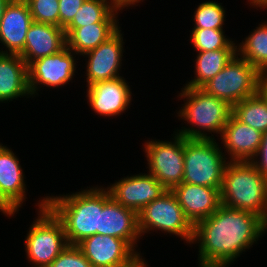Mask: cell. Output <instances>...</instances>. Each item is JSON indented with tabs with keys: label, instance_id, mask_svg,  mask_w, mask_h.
Returning <instances> with one entry per match:
<instances>
[{
	"label": "cell",
	"instance_id": "cell-1",
	"mask_svg": "<svg viewBox=\"0 0 267 267\" xmlns=\"http://www.w3.org/2000/svg\"><path fill=\"white\" fill-rule=\"evenodd\" d=\"M266 232L267 222L259 215L221 204L194 225L191 245L198 246V267H229Z\"/></svg>",
	"mask_w": 267,
	"mask_h": 267
},
{
	"label": "cell",
	"instance_id": "cell-2",
	"mask_svg": "<svg viewBox=\"0 0 267 267\" xmlns=\"http://www.w3.org/2000/svg\"><path fill=\"white\" fill-rule=\"evenodd\" d=\"M104 205V186H87L66 195L46 194V206L63 224L69 245H77L84 238L98 234L100 212Z\"/></svg>",
	"mask_w": 267,
	"mask_h": 267
},
{
	"label": "cell",
	"instance_id": "cell-3",
	"mask_svg": "<svg viewBox=\"0 0 267 267\" xmlns=\"http://www.w3.org/2000/svg\"><path fill=\"white\" fill-rule=\"evenodd\" d=\"M177 97L178 100L184 101V104H181L182 107L176 112L177 117L185 121L187 126L177 128L174 132L185 138L199 139H215V134L217 138L218 134L221 135L232 115V106L229 103L207 94L201 88L186 86L181 88Z\"/></svg>",
	"mask_w": 267,
	"mask_h": 267
},
{
	"label": "cell",
	"instance_id": "cell-4",
	"mask_svg": "<svg viewBox=\"0 0 267 267\" xmlns=\"http://www.w3.org/2000/svg\"><path fill=\"white\" fill-rule=\"evenodd\" d=\"M220 199L227 207L255 213L267 222V178L251 161H228Z\"/></svg>",
	"mask_w": 267,
	"mask_h": 267
},
{
	"label": "cell",
	"instance_id": "cell-5",
	"mask_svg": "<svg viewBox=\"0 0 267 267\" xmlns=\"http://www.w3.org/2000/svg\"><path fill=\"white\" fill-rule=\"evenodd\" d=\"M37 218L27 229L25 254L31 267H48L67 247L68 242L61 221L46 206L45 197L35 203Z\"/></svg>",
	"mask_w": 267,
	"mask_h": 267
},
{
	"label": "cell",
	"instance_id": "cell-6",
	"mask_svg": "<svg viewBox=\"0 0 267 267\" xmlns=\"http://www.w3.org/2000/svg\"><path fill=\"white\" fill-rule=\"evenodd\" d=\"M216 139L184 137L182 183L221 188L228 160Z\"/></svg>",
	"mask_w": 267,
	"mask_h": 267
},
{
	"label": "cell",
	"instance_id": "cell-7",
	"mask_svg": "<svg viewBox=\"0 0 267 267\" xmlns=\"http://www.w3.org/2000/svg\"><path fill=\"white\" fill-rule=\"evenodd\" d=\"M266 84L267 79L248 61L236 54L201 89L233 106L243 99L255 95Z\"/></svg>",
	"mask_w": 267,
	"mask_h": 267
},
{
	"label": "cell",
	"instance_id": "cell-8",
	"mask_svg": "<svg viewBox=\"0 0 267 267\" xmlns=\"http://www.w3.org/2000/svg\"><path fill=\"white\" fill-rule=\"evenodd\" d=\"M138 227L141 237L161 231L164 235L166 233L181 238L187 245H191L194 236V225L185 216L176 195L170 190L138 212Z\"/></svg>",
	"mask_w": 267,
	"mask_h": 267
},
{
	"label": "cell",
	"instance_id": "cell-9",
	"mask_svg": "<svg viewBox=\"0 0 267 267\" xmlns=\"http://www.w3.org/2000/svg\"><path fill=\"white\" fill-rule=\"evenodd\" d=\"M172 137L170 141L145 140L142 145L147 158L146 172L170 191L182 183L184 174V136L173 131Z\"/></svg>",
	"mask_w": 267,
	"mask_h": 267
},
{
	"label": "cell",
	"instance_id": "cell-10",
	"mask_svg": "<svg viewBox=\"0 0 267 267\" xmlns=\"http://www.w3.org/2000/svg\"><path fill=\"white\" fill-rule=\"evenodd\" d=\"M76 55L66 46L56 54L32 61L28 65V84L32 99L38 96L42 86H46L45 89H58L70 85L78 68Z\"/></svg>",
	"mask_w": 267,
	"mask_h": 267
},
{
	"label": "cell",
	"instance_id": "cell-11",
	"mask_svg": "<svg viewBox=\"0 0 267 267\" xmlns=\"http://www.w3.org/2000/svg\"><path fill=\"white\" fill-rule=\"evenodd\" d=\"M92 267H137L145 258L126 240L94 234L77 244Z\"/></svg>",
	"mask_w": 267,
	"mask_h": 267
},
{
	"label": "cell",
	"instance_id": "cell-12",
	"mask_svg": "<svg viewBox=\"0 0 267 267\" xmlns=\"http://www.w3.org/2000/svg\"><path fill=\"white\" fill-rule=\"evenodd\" d=\"M25 179L16 153L3 145L0 148V212L4 216L13 218L24 205L28 191Z\"/></svg>",
	"mask_w": 267,
	"mask_h": 267
},
{
	"label": "cell",
	"instance_id": "cell-13",
	"mask_svg": "<svg viewBox=\"0 0 267 267\" xmlns=\"http://www.w3.org/2000/svg\"><path fill=\"white\" fill-rule=\"evenodd\" d=\"M121 27L94 50L85 53L86 87L93 83L112 80L121 76L124 39ZM87 58V59H86Z\"/></svg>",
	"mask_w": 267,
	"mask_h": 267
},
{
	"label": "cell",
	"instance_id": "cell-14",
	"mask_svg": "<svg viewBox=\"0 0 267 267\" xmlns=\"http://www.w3.org/2000/svg\"><path fill=\"white\" fill-rule=\"evenodd\" d=\"M131 87L124 77L100 81L87 86V104L97 116L120 117L130 108Z\"/></svg>",
	"mask_w": 267,
	"mask_h": 267
},
{
	"label": "cell",
	"instance_id": "cell-15",
	"mask_svg": "<svg viewBox=\"0 0 267 267\" xmlns=\"http://www.w3.org/2000/svg\"><path fill=\"white\" fill-rule=\"evenodd\" d=\"M111 196L121 205L139 212L151 201L158 199L167 190L151 174L139 173L124 176L106 187Z\"/></svg>",
	"mask_w": 267,
	"mask_h": 267
},
{
	"label": "cell",
	"instance_id": "cell-16",
	"mask_svg": "<svg viewBox=\"0 0 267 267\" xmlns=\"http://www.w3.org/2000/svg\"><path fill=\"white\" fill-rule=\"evenodd\" d=\"M98 234L126 240L141 256L138 247L141 234L138 227V213L119 204L105 188V205L100 212Z\"/></svg>",
	"mask_w": 267,
	"mask_h": 267
},
{
	"label": "cell",
	"instance_id": "cell-17",
	"mask_svg": "<svg viewBox=\"0 0 267 267\" xmlns=\"http://www.w3.org/2000/svg\"><path fill=\"white\" fill-rule=\"evenodd\" d=\"M219 137L228 161H251L258 153L263 133L232 114Z\"/></svg>",
	"mask_w": 267,
	"mask_h": 267
},
{
	"label": "cell",
	"instance_id": "cell-18",
	"mask_svg": "<svg viewBox=\"0 0 267 267\" xmlns=\"http://www.w3.org/2000/svg\"><path fill=\"white\" fill-rule=\"evenodd\" d=\"M32 23L27 2H9L0 22V43L3 45L0 47V53L20 55L24 50L26 34Z\"/></svg>",
	"mask_w": 267,
	"mask_h": 267
},
{
	"label": "cell",
	"instance_id": "cell-19",
	"mask_svg": "<svg viewBox=\"0 0 267 267\" xmlns=\"http://www.w3.org/2000/svg\"><path fill=\"white\" fill-rule=\"evenodd\" d=\"M172 192L193 225L210 217L221 205L220 188L181 183Z\"/></svg>",
	"mask_w": 267,
	"mask_h": 267
},
{
	"label": "cell",
	"instance_id": "cell-20",
	"mask_svg": "<svg viewBox=\"0 0 267 267\" xmlns=\"http://www.w3.org/2000/svg\"><path fill=\"white\" fill-rule=\"evenodd\" d=\"M66 46L67 40L63 28L33 21L27 31L24 50L20 56L29 65L36 59L60 52Z\"/></svg>",
	"mask_w": 267,
	"mask_h": 267
},
{
	"label": "cell",
	"instance_id": "cell-21",
	"mask_svg": "<svg viewBox=\"0 0 267 267\" xmlns=\"http://www.w3.org/2000/svg\"><path fill=\"white\" fill-rule=\"evenodd\" d=\"M31 98L28 65L17 54L0 53V104L17 98Z\"/></svg>",
	"mask_w": 267,
	"mask_h": 267
},
{
	"label": "cell",
	"instance_id": "cell-22",
	"mask_svg": "<svg viewBox=\"0 0 267 267\" xmlns=\"http://www.w3.org/2000/svg\"><path fill=\"white\" fill-rule=\"evenodd\" d=\"M119 22H97L78 28H65L67 47L79 56L97 48L119 28Z\"/></svg>",
	"mask_w": 267,
	"mask_h": 267
},
{
	"label": "cell",
	"instance_id": "cell-23",
	"mask_svg": "<svg viewBox=\"0 0 267 267\" xmlns=\"http://www.w3.org/2000/svg\"><path fill=\"white\" fill-rule=\"evenodd\" d=\"M193 67L194 78L185 83L189 88H201L215 77L237 54L236 49H218L214 51L196 52Z\"/></svg>",
	"mask_w": 267,
	"mask_h": 267
},
{
	"label": "cell",
	"instance_id": "cell-24",
	"mask_svg": "<svg viewBox=\"0 0 267 267\" xmlns=\"http://www.w3.org/2000/svg\"><path fill=\"white\" fill-rule=\"evenodd\" d=\"M255 28L236 44V52L267 79V21L260 22Z\"/></svg>",
	"mask_w": 267,
	"mask_h": 267
},
{
	"label": "cell",
	"instance_id": "cell-25",
	"mask_svg": "<svg viewBox=\"0 0 267 267\" xmlns=\"http://www.w3.org/2000/svg\"><path fill=\"white\" fill-rule=\"evenodd\" d=\"M232 114L239 121L262 133L267 131V84L255 95L234 104Z\"/></svg>",
	"mask_w": 267,
	"mask_h": 267
},
{
	"label": "cell",
	"instance_id": "cell-26",
	"mask_svg": "<svg viewBox=\"0 0 267 267\" xmlns=\"http://www.w3.org/2000/svg\"><path fill=\"white\" fill-rule=\"evenodd\" d=\"M117 8L112 0H86L66 28H78L97 22H118Z\"/></svg>",
	"mask_w": 267,
	"mask_h": 267
},
{
	"label": "cell",
	"instance_id": "cell-27",
	"mask_svg": "<svg viewBox=\"0 0 267 267\" xmlns=\"http://www.w3.org/2000/svg\"><path fill=\"white\" fill-rule=\"evenodd\" d=\"M225 34L224 29L192 28L190 31V43L195 52L214 51L218 49H236L238 41H232Z\"/></svg>",
	"mask_w": 267,
	"mask_h": 267
},
{
	"label": "cell",
	"instance_id": "cell-28",
	"mask_svg": "<svg viewBox=\"0 0 267 267\" xmlns=\"http://www.w3.org/2000/svg\"><path fill=\"white\" fill-rule=\"evenodd\" d=\"M222 4L215 0L199 3L192 16L193 28L224 29L226 10Z\"/></svg>",
	"mask_w": 267,
	"mask_h": 267
},
{
	"label": "cell",
	"instance_id": "cell-29",
	"mask_svg": "<svg viewBox=\"0 0 267 267\" xmlns=\"http://www.w3.org/2000/svg\"><path fill=\"white\" fill-rule=\"evenodd\" d=\"M27 3L34 22L59 26V0H28Z\"/></svg>",
	"mask_w": 267,
	"mask_h": 267
},
{
	"label": "cell",
	"instance_id": "cell-30",
	"mask_svg": "<svg viewBox=\"0 0 267 267\" xmlns=\"http://www.w3.org/2000/svg\"><path fill=\"white\" fill-rule=\"evenodd\" d=\"M48 267H92V265L77 245L68 244Z\"/></svg>",
	"mask_w": 267,
	"mask_h": 267
},
{
	"label": "cell",
	"instance_id": "cell-31",
	"mask_svg": "<svg viewBox=\"0 0 267 267\" xmlns=\"http://www.w3.org/2000/svg\"><path fill=\"white\" fill-rule=\"evenodd\" d=\"M86 0H59V27L65 29Z\"/></svg>",
	"mask_w": 267,
	"mask_h": 267
},
{
	"label": "cell",
	"instance_id": "cell-32",
	"mask_svg": "<svg viewBox=\"0 0 267 267\" xmlns=\"http://www.w3.org/2000/svg\"><path fill=\"white\" fill-rule=\"evenodd\" d=\"M257 170L267 178V131L263 133L258 153L251 160Z\"/></svg>",
	"mask_w": 267,
	"mask_h": 267
},
{
	"label": "cell",
	"instance_id": "cell-33",
	"mask_svg": "<svg viewBox=\"0 0 267 267\" xmlns=\"http://www.w3.org/2000/svg\"><path fill=\"white\" fill-rule=\"evenodd\" d=\"M144 0H112V2L114 3V5L121 9L123 11V9H128L129 7H134V6H140V4L138 3H141L143 2Z\"/></svg>",
	"mask_w": 267,
	"mask_h": 267
},
{
	"label": "cell",
	"instance_id": "cell-34",
	"mask_svg": "<svg viewBox=\"0 0 267 267\" xmlns=\"http://www.w3.org/2000/svg\"><path fill=\"white\" fill-rule=\"evenodd\" d=\"M249 6L251 7V8H256L257 10H258V8L259 9H265V10H267V0H253L250 4H249Z\"/></svg>",
	"mask_w": 267,
	"mask_h": 267
},
{
	"label": "cell",
	"instance_id": "cell-35",
	"mask_svg": "<svg viewBox=\"0 0 267 267\" xmlns=\"http://www.w3.org/2000/svg\"><path fill=\"white\" fill-rule=\"evenodd\" d=\"M14 1V0H0V22L2 19V16L4 14L6 6L9 4V2Z\"/></svg>",
	"mask_w": 267,
	"mask_h": 267
},
{
	"label": "cell",
	"instance_id": "cell-36",
	"mask_svg": "<svg viewBox=\"0 0 267 267\" xmlns=\"http://www.w3.org/2000/svg\"><path fill=\"white\" fill-rule=\"evenodd\" d=\"M149 265L147 264V261L144 260L139 266L137 267H148Z\"/></svg>",
	"mask_w": 267,
	"mask_h": 267
},
{
	"label": "cell",
	"instance_id": "cell-37",
	"mask_svg": "<svg viewBox=\"0 0 267 267\" xmlns=\"http://www.w3.org/2000/svg\"><path fill=\"white\" fill-rule=\"evenodd\" d=\"M14 1H23V2H27L28 0H14Z\"/></svg>",
	"mask_w": 267,
	"mask_h": 267
},
{
	"label": "cell",
	"instance_id": "cell-38",
	"mask_svg": "<svg viewBox=\"0 0 267 267\" xmlns=\"http://www.w3.org/2000/svg\"><path fill=\"white\" fill-rule=\"evenodd\" d=\"M247 1L249 2V3H247V5H248V4H250L253 0H247Z\"/></svg>",
	"mask_w": 267,
	"mask_h": 267
}]
</instances>
